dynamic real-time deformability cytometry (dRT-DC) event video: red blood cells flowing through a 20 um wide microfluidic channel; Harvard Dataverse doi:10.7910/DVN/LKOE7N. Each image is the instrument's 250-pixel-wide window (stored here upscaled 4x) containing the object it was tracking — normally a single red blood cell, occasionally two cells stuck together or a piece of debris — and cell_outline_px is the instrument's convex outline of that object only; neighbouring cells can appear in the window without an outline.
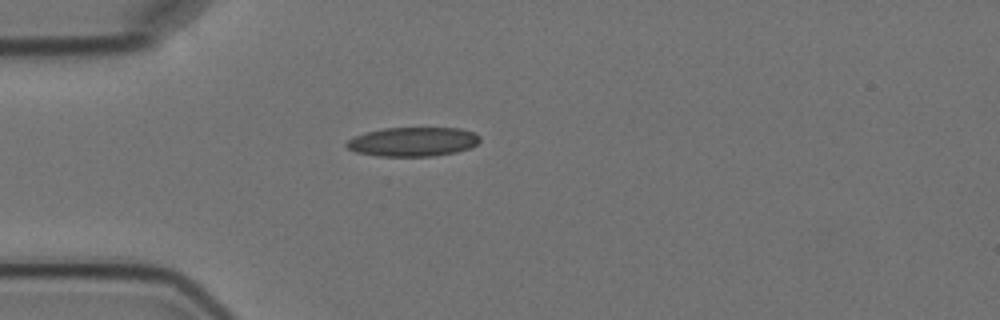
{"species": "Egyptian fruit bat (a non-hibernating species)", "species_latin": "Rousettus aegyptiacus", "temperature_condition": "cold", "stored_images_in_passage": 2, "camera_frame_rate_fps": 3000, "um_per_image_px": 0.085, "animal": {"sex": "female"}, "frame": {"image": 1, "passage_image": 1, "time_ms": 0.0, "image_size_px": [1000, 320], "cell_outline_px": [[480, 140], [476, 144], [468, 148], [456, 152], [432, 156], [376, 156], [356, 152], [348, 148], [344, 144], [348, 140], [356, 136], [368, 132], [384, 128], [460, 128], [476, 132], [480, 136]], "centroid_in_image_um": [35.12, 12.04], "position_along_channel_um": 49.9, "area_um2": 22.6}}